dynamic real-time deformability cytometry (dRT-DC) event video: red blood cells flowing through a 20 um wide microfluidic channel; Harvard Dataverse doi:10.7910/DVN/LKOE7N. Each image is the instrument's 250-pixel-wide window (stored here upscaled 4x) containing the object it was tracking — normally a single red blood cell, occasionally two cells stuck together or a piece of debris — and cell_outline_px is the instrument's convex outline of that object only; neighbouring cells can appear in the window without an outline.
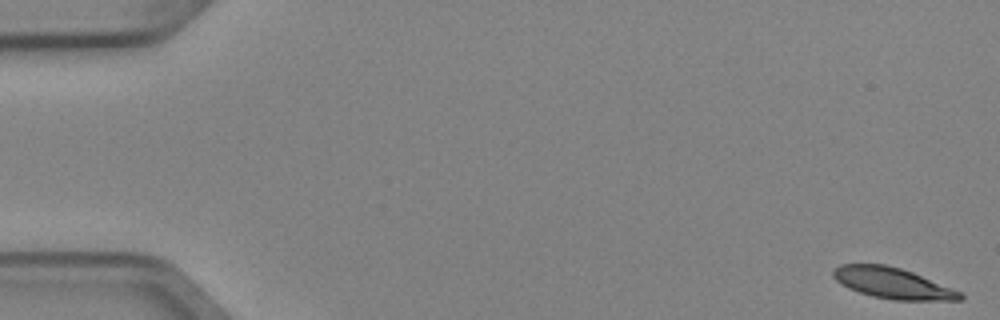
{"species": "Egyptian fruit bat (a non-hibernating species)", "species_latin": "Rousettus aegyptiacus", "temperature_condition": "cold", "stored_images_in_passage": 5, "camera_frame_rate_fps": 3000, "um_per_image_px": 0.085, "animal": {"sex": "female"}, "frame": {"image": 1, "passage_image": 1, "time_ms": 0.0, "image_size_px": [1000, 320], "cell_outline_px": [[964, 300], [892, 300], [872, 296], [848, 288], [840, 284], [832, 276], [832, 272], [840, 264], [884, 264], [900, 268], [912, 272], [964, 292]], "centroid_in_image_um": [75.9, 24.07], "position_along_channel_um": 9.1, "area_um2": 22.95}}
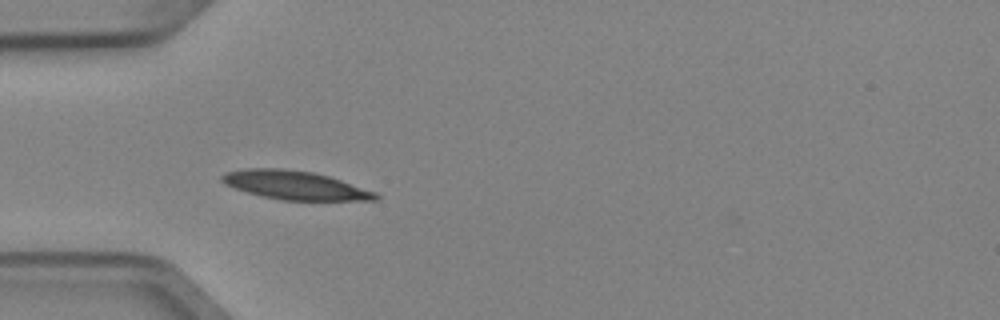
{"frame": {"image": 2, "passage_image": 5, "time_ms": 1.333, "image_size_px": [1000, 320], "cell_outline_px": [[380, 200], [280, 200], [260, 196], [224, 184], [220, 180], [220, 176], [224, 172], [244, 168], [280, 168], [312, 172], [328, 176], [376, 192], [380, 196]], "centroid_in_image_um": [25.03, 15.74], "position_along_channel_um": 60.0, "area_um2": 25.66}}